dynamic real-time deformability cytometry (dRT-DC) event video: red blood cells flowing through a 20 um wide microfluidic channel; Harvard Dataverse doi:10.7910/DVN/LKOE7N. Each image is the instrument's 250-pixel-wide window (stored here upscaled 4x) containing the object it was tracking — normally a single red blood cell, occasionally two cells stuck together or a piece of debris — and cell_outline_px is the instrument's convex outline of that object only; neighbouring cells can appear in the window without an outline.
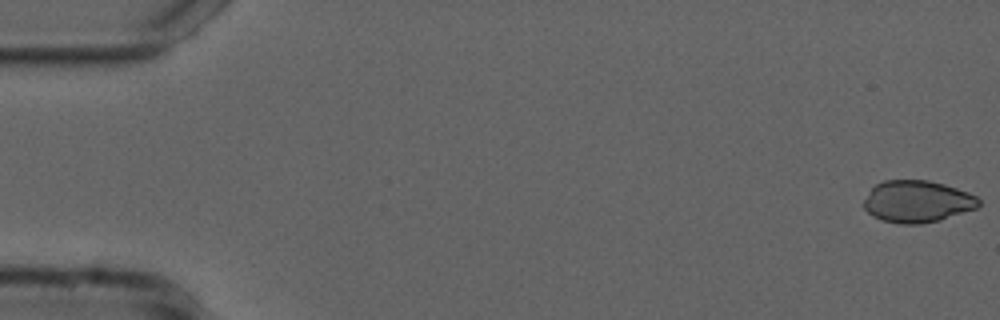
{"species": "common noctule bat (a hibernating species)", "species_latin": "Nyctalus noctula", "temperature_condition": "cold", "stored_images_in_passage": 11, "camera_frame_rate_fps": 3000, "um_per_image_px": 0.085, "animal": {"sex": "male", "forearm_length_mm": 52.5}, "frame": {"image": 1, "passage_image": 1, "time_ms": 0.0, "image_size_px": [1000, 320], "cell_outline_px": [[980, 204], [976, 208], [940, 220], [920, 224], [900, 224], [880, 220], [872, 216], [864, 208], [864, 200], [872, 188], [876, 184], [884, 180], [928, 180], [944, 184], [968, 192], [976, 196], [980, 200]], "centroid_in_image_um": [77.95, 17.13], "position_along_channel_um": 7.0, "area_um2": 28.09}}